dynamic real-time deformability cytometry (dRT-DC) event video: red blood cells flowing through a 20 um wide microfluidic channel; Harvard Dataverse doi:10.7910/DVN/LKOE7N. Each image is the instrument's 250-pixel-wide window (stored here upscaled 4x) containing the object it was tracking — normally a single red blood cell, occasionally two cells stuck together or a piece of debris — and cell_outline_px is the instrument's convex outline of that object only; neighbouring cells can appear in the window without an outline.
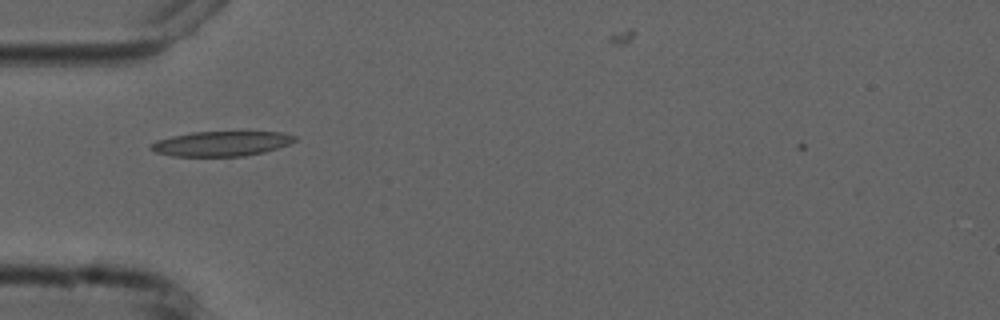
{"species": "common noctule bat (a hibernating species)", "species_latin": "Nyctalus noctula", "temperature_condition": "cold", "stored_images_in_passage": 5, "camera_frame_rate_fps": 3000, "um_per_image_px": 0.085, "animal": {"sex": "male", "forearm_length_mm": 52.5}, "frame": {"image": 1, "passage_image": 3, "time_ms": 2.333, "image_size_px": [1000, 320], "cell_outline_px": [[296, 140], [288, 144], [264, 152], [244, 156], [172, 156], [156, 152], [148, 148], [148, 144], [156, 140], [172, 136], [192, 132], [280, 132], [296, 136]], "centroid_in_image_um": [18.76, 12.21], "position_along_channel_um": 66.2, "area_um2": 20.81}}
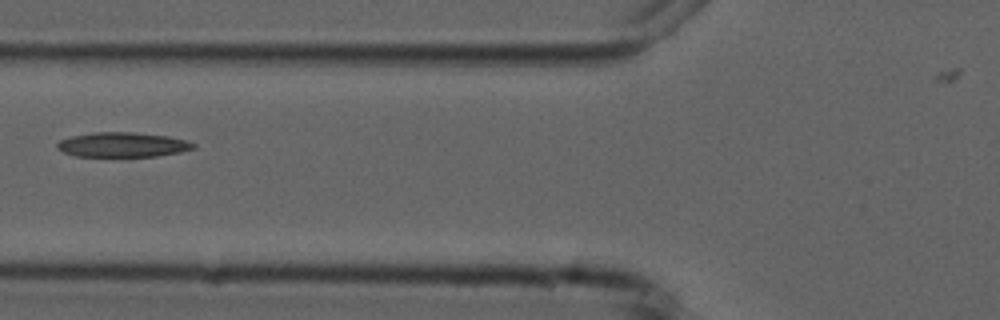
{"frame": {"image": 2, "passage_image": 4, "time_ms": 3.667, "image_size_px": [1000, 320], "cell_outline_px": [[196, 148], [180, 152], [156, 156], [128, 160], [76, 156], [64, 152], [56, 148], [56, 144], [60, 140], [72, 136], [96, 132], [132, 132], [168, 136], [188, 140], [196, 144]], "centroid_in_image_um": [10.44, 12.36], "position_along_channel_um": 115.4, "area_um2": 20.75}}
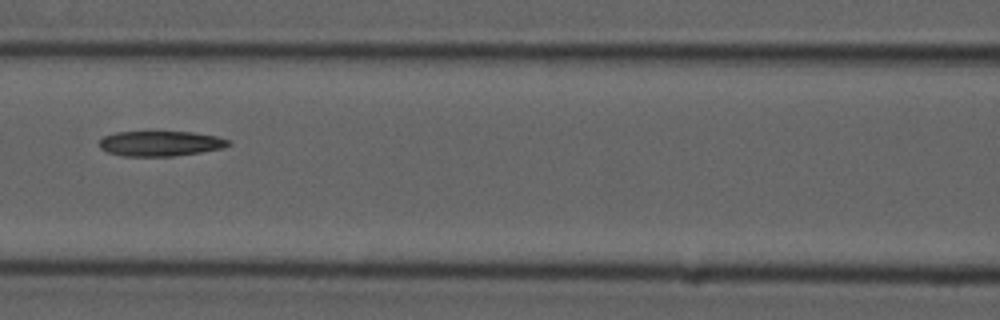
{"frame": {"image": 3, "passage_image": 5, "time_ms": 4.667, "image_size_px": [1000, 320], "cell_outline_px": [[232, 144], [224, 148], [200, 152], [172, 156], [120, 156], [108, 152], [100, 148], [100, 140], [104, 136], [116, 132], [192, 132], [216, 136], [232, 140]], "centroid_in_image_um": [13.67, 12.2], "position_along_channel_um": 152.9, "area_um2": 18.96}}